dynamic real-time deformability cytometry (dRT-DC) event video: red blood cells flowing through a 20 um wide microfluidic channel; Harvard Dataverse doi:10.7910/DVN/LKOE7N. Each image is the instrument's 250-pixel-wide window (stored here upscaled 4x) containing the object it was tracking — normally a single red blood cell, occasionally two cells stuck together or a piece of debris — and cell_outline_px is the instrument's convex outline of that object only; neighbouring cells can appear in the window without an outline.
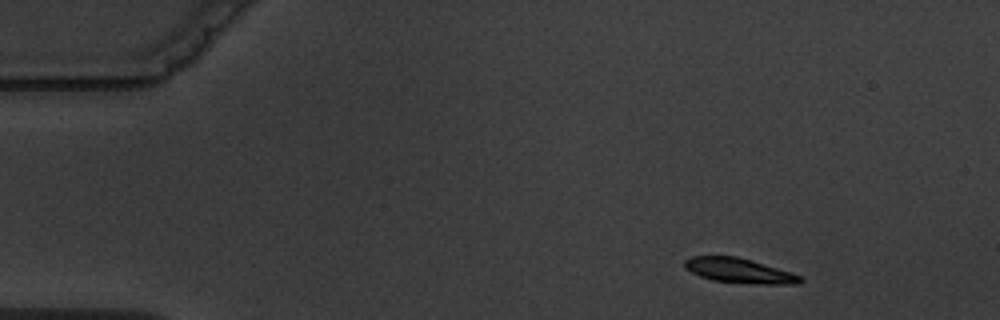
{"species": "common noctule bat (a hibernating species)", "species_latin": "Nyctalus noctula", "temperature_condition": "warm", "stored_images_in_passage": 4, "camera_frame_rate_fps": 3000, "um_per_image_px": 0.085, "animal": {"sex": "male", "body_mass_g": 19.5, "forearm_length_mm": 54.6}, "frame": {"image": 1, "passage_image": 1, "time_ms": 0.0, "image_size_px": [1000, 320], "cell_outline_px": [[804, 280], [800, 284], [752, 284], [712, 280], [700, 276], [684, 268], [684, 260], [692, 256], [736, 256], [752, 260], [792, 272], [800, 276]], "centroid_in_image_um": [62.85, 23.01], "position_along_channel_um": 22.1, "area_um2": 16.82}}
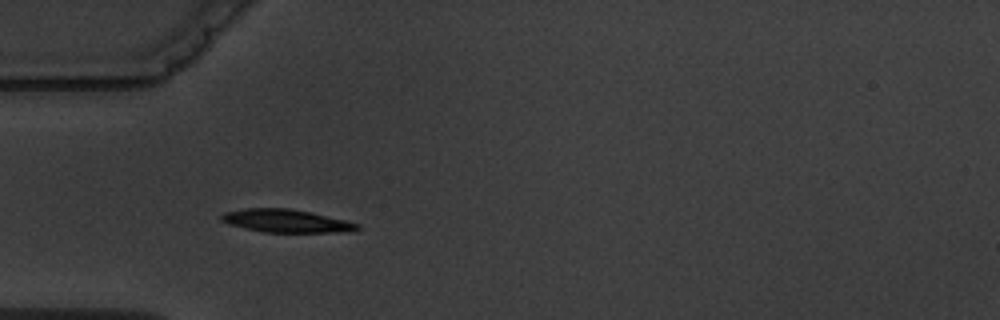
{"frame": {"image": 2, "passage_image": 3, "time_ms": 3.333, "image_size_px": [1000, 320], "cell_outline_px": [[360, 228], [348, 232], [264, 232], [244, 228], [220, 220], [220, 216], [224, 212], [244, 208], [288, 208], [308, 212], [344, 220], [360, 224]], "centroid_in_image_um": [24.3, 18.78], "position_along_channel_um": 60.7, "area_um2": 17.98}}
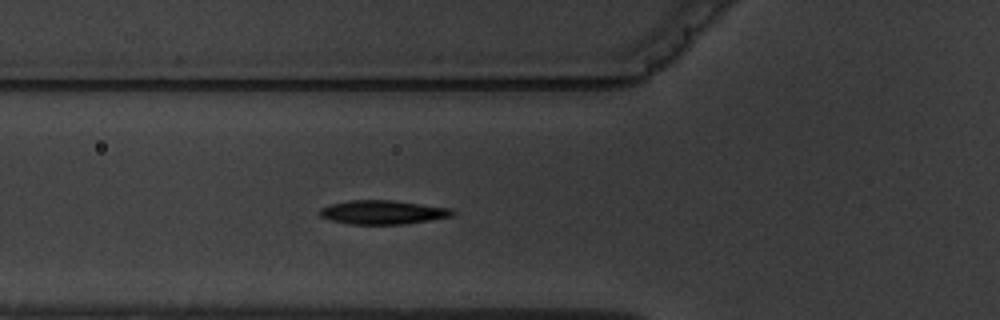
{"frame": {"image": 3, "passage_image": 4, "time_ms": 4.333, "image_size_px": [1000, 320], "cell_outline_px": [[456, 212], [452, 216], [404, 224], [348, 224], [332, 220], [320, 216], [320, 208], [332, 204], [348, 200], [392, 200], [452, 208]], "centroid_in_image_um": [32.55, 18.03], "position_along_channel_um": 93.2, "area_um2": 18.38}}